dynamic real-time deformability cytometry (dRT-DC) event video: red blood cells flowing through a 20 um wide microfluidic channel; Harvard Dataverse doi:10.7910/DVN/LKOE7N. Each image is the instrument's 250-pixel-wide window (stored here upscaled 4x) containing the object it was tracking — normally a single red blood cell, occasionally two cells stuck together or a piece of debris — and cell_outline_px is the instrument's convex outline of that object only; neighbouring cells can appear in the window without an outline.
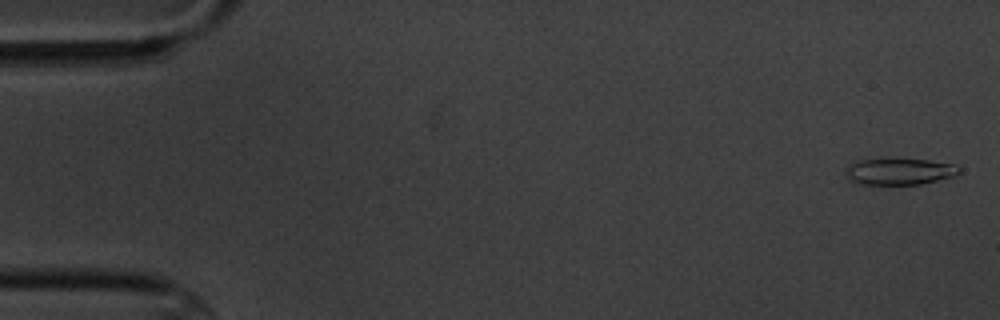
{"species": "common noctule bat (a hibernating species)", "species_latin": "Nyctalus noctula", "temperature_condition": "cold", "stored_images_in_passage": 5, "camera_frame_rate_fps": 3000, "um_per_image_px": 0.085, "animal": {"sex": "male", "body_mass_g": 20.1, "forearm_length_mm": 53.5}, "frame": {"image": 1, "passage_image": 1, "time_ms": 0.0, "image_size_px": [1000, 320], "cell_outline_px": [[960, 172], [952, 176], [920, 184], [860, 184], [848, 180], [844, 172], [848, 164], [860, 160], [880, 156], [892, 156], [928, 160], [956, 164], [960, 168]], "centroid_in_image_um": [76.37, 14.52], "position_along_channel_um": 8.6, "area_um2": 18.38}}